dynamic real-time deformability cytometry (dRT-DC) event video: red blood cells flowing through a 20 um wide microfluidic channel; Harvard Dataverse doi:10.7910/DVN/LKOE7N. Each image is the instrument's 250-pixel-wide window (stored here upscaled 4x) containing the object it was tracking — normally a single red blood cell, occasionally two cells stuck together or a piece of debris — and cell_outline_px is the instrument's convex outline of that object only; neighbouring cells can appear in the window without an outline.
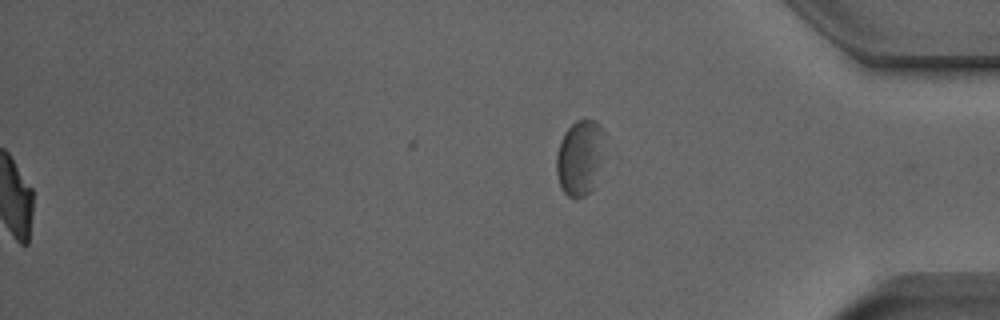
{"species": "Egyptian fruit bat (a non-hibernating species)", "species_latin": "Rousettus aegyptiacus", "temperature_condition": "room temperature", "stored_images_in_passage": 48, "segment_of_instrument_passage": [2, 2], "camera_frame_rate_fps": 3000, "um_per_image_px": 0.085, "animal": {"sex": "male"}, "frame": {"image": 1, "passage_image": 48, "time_ms": 15.667, "image_size_px": [1000, 320], "cell_outline_px": [[604, 132], [592, 188], [584, 196], [568, 196], [560, 188], [556, 172], [556, 156], [560, 140], [564, 132], [576, 120], [596, 120], [600, 124]], "centroid_in_image_um": [49.21, 13.34], "position_along_channel_um": 386.0, "area_um2": 20.23}}